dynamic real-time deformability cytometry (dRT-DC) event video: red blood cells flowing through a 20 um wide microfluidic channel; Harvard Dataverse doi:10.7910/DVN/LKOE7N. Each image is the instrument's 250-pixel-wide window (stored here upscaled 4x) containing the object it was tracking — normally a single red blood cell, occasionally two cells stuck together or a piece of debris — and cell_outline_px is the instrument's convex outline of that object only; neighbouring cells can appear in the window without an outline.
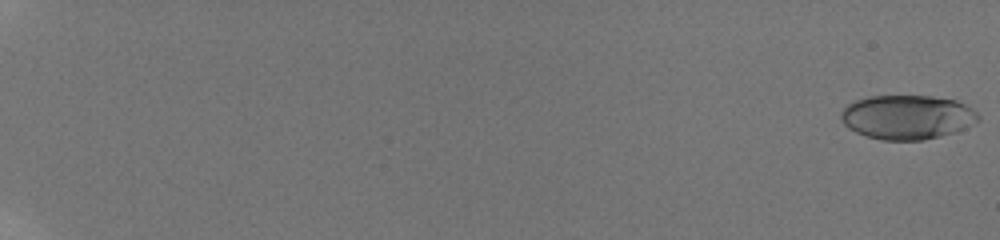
{"species": "human", "species_latin": "Homo sapiens", "temperature_condition": "room temperature", "stored_images_in_passage": 70, "camera_frame_rate_fps": 3000, "um_per_image_px": 0.085, "donor": {"sex": "male"}, "frame": {"image": 1, "passage_image": 1, "time_ms": 0.0, "image_size_px": [1000, 240], "cell_outline_px": [[980, 120], [956, 132], [924, 140], [880, 140], [856, 132], [848, 128], [844, 124], [840, 116], [840, 112], [852, 100], [868, 96], [932, 96], [956, 100], [972, 108], [980, 116]], "centroid_in_image_um": [77.1, 9.95], "position_along_channel_um": 7.9, "area_um2": 35.6}}
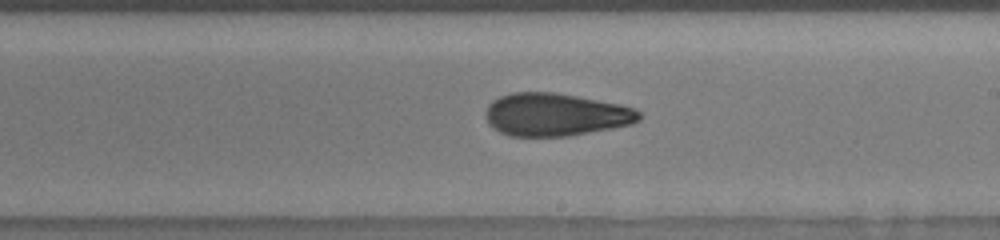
{"frame": {"image": 2, "passage_image": 46, "time_ms": 12.667, "image_size_px": [1000, 240], "cell_outline_px": [[640, 120], [632, 124], [612, 128], [568, 136], [508, 136], [492, 128], [488, 124], [484, 116], [484, 112], [488, 104], [492, 100], [500, 96], [512, 92], [556, 92], [620, 104], [636, 108], [640, 112]], "centroid_in_image_um": [47.18, 9.74], "position_along_channel_um": 241.8, "area_um2": 38.67}}
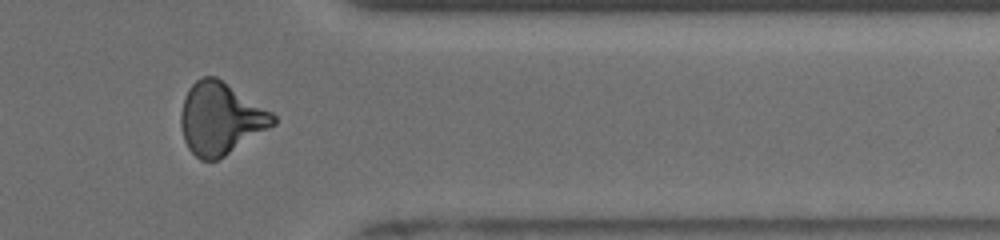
{"frame": {"image": 3, "passage_image": 60, "time_ms": 16.667, "image_size_px": [1000, 240], "cell_outline_px": [[276, 124], [224, 156], [216, 160], [200, 160], [188, 148], [184, 140], [180, 124], [180, 112], [188, 88], [196, 80], [204, 76], [216, 76], [272, 112], [276, 116]], "centroid_in_image_um": [18.73, 10.07], "position_along_channel_um": 392.7, "area_um2": 38.49}, "authors_computed_cell_mechanics": {"area_um2": 36.8186, "velocity_mm_per_s": 3.8842, "shape_relaxation_time_tau1_ms": 8.0834, "shape_relaxation_time_tau2_ms": 2.0401, "deformation_change_tau1": 0.2039, "deformation_change_tau2": 0.0986}}